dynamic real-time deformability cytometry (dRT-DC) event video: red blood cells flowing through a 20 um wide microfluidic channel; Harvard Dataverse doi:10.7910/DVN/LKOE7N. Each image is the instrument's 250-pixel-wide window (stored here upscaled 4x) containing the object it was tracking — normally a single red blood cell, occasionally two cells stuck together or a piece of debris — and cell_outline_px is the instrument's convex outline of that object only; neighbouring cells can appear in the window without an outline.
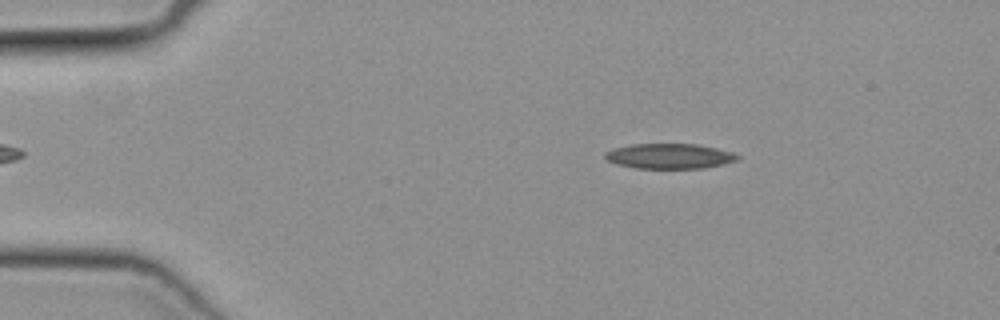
{"species": "common noctule bat (a hibernating species)", "species_latin": "Nyctalus noctula", "temperature_condition": "cold", "stored_images_in_passage": 46, "camera_frame_rate_fps": 3000, "um_per_image_px": 0.085, "animal": {"sex": "female", "body_mass_g": 19.3, "forearm_length_mm": 54.1}, "frame": {"image": 1, "passage_image": 5, "time_ms": 1.333, "image_size_px": [1000, 320], "cell_outline_px": [[740, 160], [724, 164], [704, 168], [636, 168], [616, 164], [608, 160], [604, 156], [604, 152], [616, 148], [632, 144], [696, 144], [716, 148], [732, 152], [740, 156]], "centroid_in_image_um": [56.94, 13.27], "position_along_channel_um": 28.1, "area_um2": 19.36}}
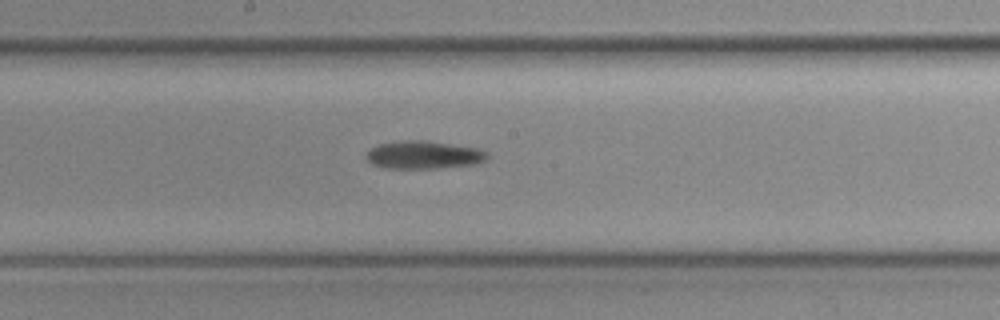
{"frame": {"image": 2, "passage_image": 23, "time_ms": 7.333, "image_size_px": [1000, 320], "cell_outline_px": [[488, 156], [484, 160], [476, 164], [436, 168], [384, 168], [372, 164], [364, 156], [372, 148], [380, 144], [404, 140], [420, 140], [476, 148], [488, 152]], "centroid_in_image_um": [35.99, 13.17], "position_along_channel_um": 212.2, "area_um2": 19.36}}
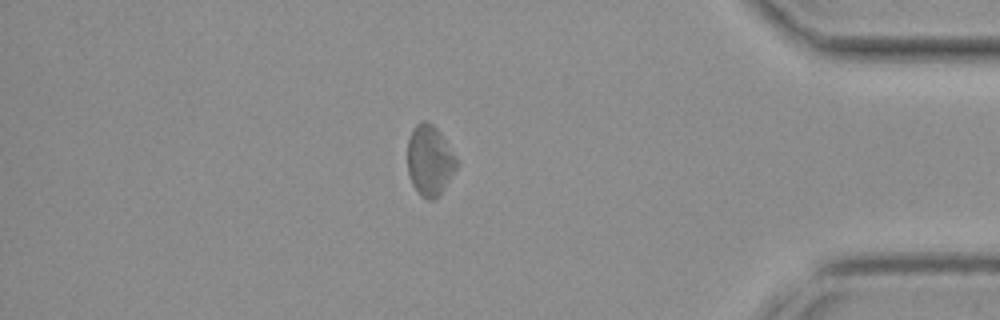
{"frame": {"image": 3, "passage_image": 39, "time_ms": 12.667, "image_size_px": [1000, 320], "cell_outline_px": [[460, 164], [440, 196], [432, 200], [428, 200], [420, 196], [412, 184], [408, 172], [408, 140], [412, 128], [420, 120], [428, 120], [440, 132], [456, 156]], "centroid_in_image_um": [36.54, 13.64], "position_along_channel_um": 398.7, "area_um2": 20.63}}